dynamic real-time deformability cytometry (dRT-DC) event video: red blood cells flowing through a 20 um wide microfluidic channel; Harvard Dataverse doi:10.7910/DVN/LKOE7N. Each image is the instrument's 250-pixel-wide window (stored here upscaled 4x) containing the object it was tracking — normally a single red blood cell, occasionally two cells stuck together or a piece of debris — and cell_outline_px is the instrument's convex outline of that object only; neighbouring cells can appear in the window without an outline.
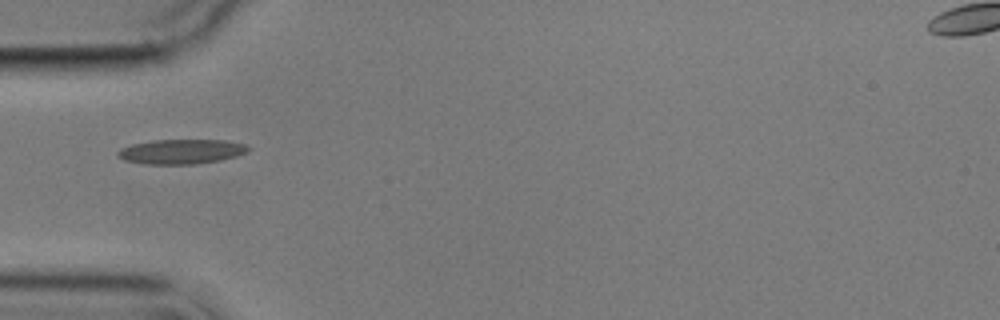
{"species": "common noctule bat (a hibernating species)", "species_latin": "Nyctalus noctula", "temperature_condition": "cold", "stored_images_in_passage": 7, "camera_frame_rate_fps": 3000, "um_per_image_px": 0.085, "animal": {"sex": "male", "body_mass_g": 17.9}, "frame": {"image": 1, "passage_image": 3, "time_ms": 2.333, "image_size_px": [1000, 320], "cell_outline_px": [[252, 148], [248, 152], [236, 156], [220, 160], [196, 164], [144, 164], [124, 160], [116, 156], [116, 152], [120, 148], [132, 144], [152, 140], [224, 140], [248, 144]], "centroid_in_image_um": [15.42, 12.88], "position_along_channel_um": 69.6, "area_um2": 19.02}}
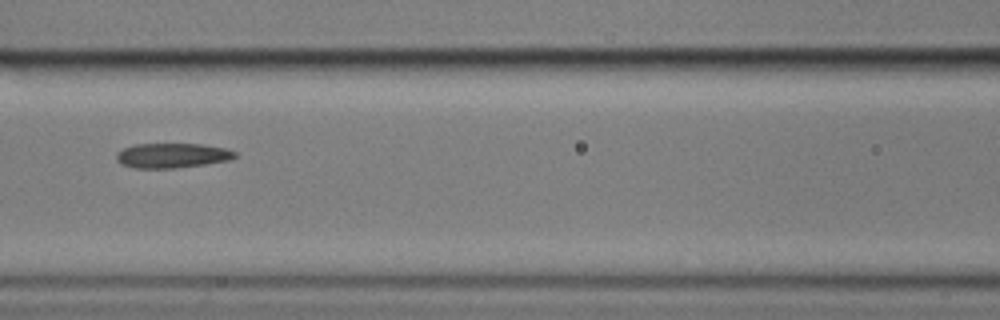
{"frame": {"image": 2, "passage_image": 5, "time_ms": 4.667, "image_size_px": [1000, 320], "cell_outline_px": [[236, 156], [232, 160], [204, 164], [172, 168], [136, 168], [120, 164], [116, 160], [116, 152], [124, 148], [136, 144], [200, 144], [224, 148], [236, 152]], "centroid_in_image_um": [14.61, 13.22], "position_along_channel_um": 152.0, "area_um2": 17.05}}
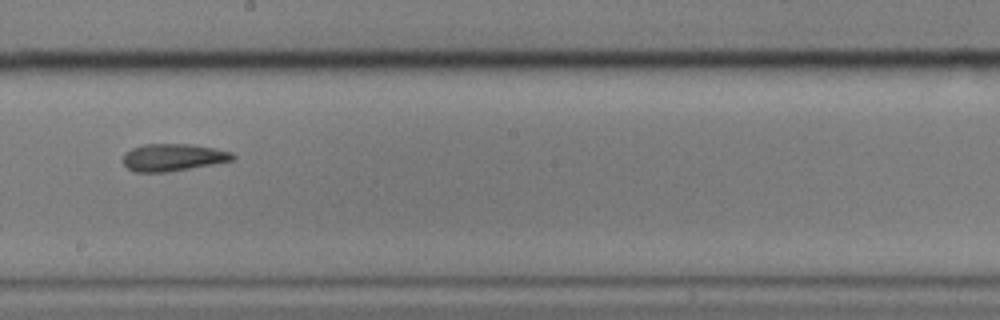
{"frame": {"image": 3, "passage_image": 7, "time_ms": 7.0, "image_size_px": [1000, 320], "cell_outline_px": [[236, 156], [232, 160], [212, 164], [168, 172], [132, 172], [120, 160], [124, 152], [132, 148], [144, 144], [188, 144], [212, 148], [232, 152]], "centroid_in_image_um": [14.62, 13.38], "position_along_channel_um": 233.6, "area_um2": 17.46}}